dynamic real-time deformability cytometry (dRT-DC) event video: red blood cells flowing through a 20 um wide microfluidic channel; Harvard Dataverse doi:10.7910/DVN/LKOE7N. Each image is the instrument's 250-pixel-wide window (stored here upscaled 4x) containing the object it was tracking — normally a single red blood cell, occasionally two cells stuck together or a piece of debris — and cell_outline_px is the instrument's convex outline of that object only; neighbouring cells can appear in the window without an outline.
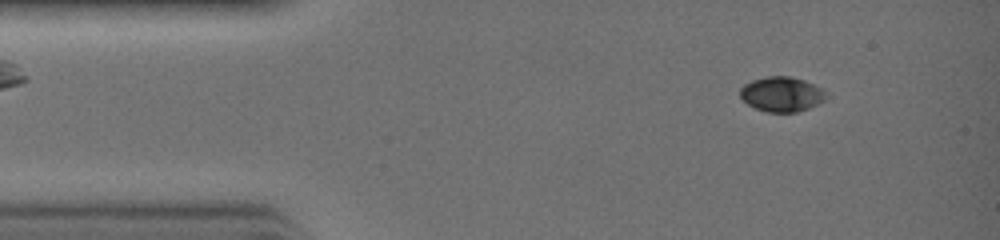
{"species": "common noctule bat (a hibernating species)", "species_latin": "Nyctalus noctula", "temperature_condition": "warm", "stored_images_in_passage": 30, "camera_frame_rate_fps": 3000, "um_per_image_px": 0.085, "animal": {"sex": "female", "body_mass_g": 19.0, "forearm_length_mm": 51.5}, "frame": {"image": 1, "passage_image": 2, "time_ms": 0.333, "image_size_px": [1000, 240], "cell_outline_px": [[824, 100], [808, 108], [796, 112], [768, 112], [756, 108], [748, 104], [740, 96], [740, 88], [744, 84], [752, 80], [768, 76], [788, 76], [804, 80], [820, 88], [824, 92]], "centroid_in_image_um": [66.39, 8.0], "position_along_channel_um": 18.6, "area_um2": 17.11}}
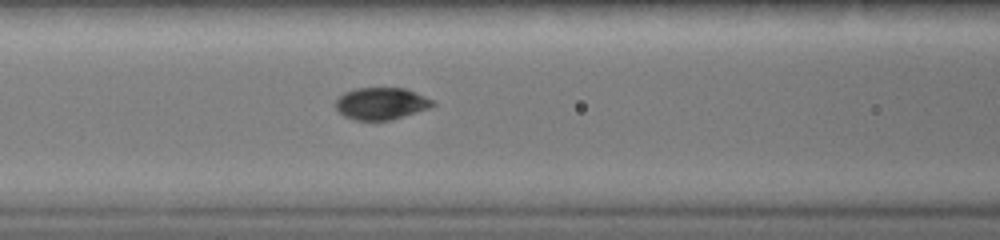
{"frame": {"image": 2, "passage_image": 11, "time_ms": 3.333, "image_size_px": [1000, 240], "cell_outline_px": [[436, 104], [428, 108], [388, 120], [356, 120], [344, 116], [336, 108], [336, 100], [344, 92], [356, 88], [404, 88], [424, 96], [432, 100]], "centroid_in_image_um": [32.37, 8.79], "position_along_channel_um": 134.2, "area_um2": 17.74}}
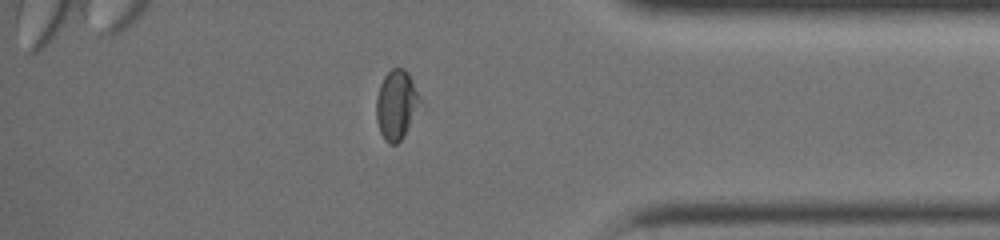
{"frame": {"image": 3, "passage_image": 25, "time_ms": 8.0, "image_size_px": [1000, 240], "cell_outline_px": [[420, 100], [404, 136], [396, 144], [388, 144], [384, 140], [380, 132], [376, 120], [376, 100], [380, 84], [384, 76], [392, 68], [404, 68], [408, 72]], "centroid_in_image_um": [33.64, 8.91], "position_along_channel_um": 401.6, "area_um2": 17.22}}